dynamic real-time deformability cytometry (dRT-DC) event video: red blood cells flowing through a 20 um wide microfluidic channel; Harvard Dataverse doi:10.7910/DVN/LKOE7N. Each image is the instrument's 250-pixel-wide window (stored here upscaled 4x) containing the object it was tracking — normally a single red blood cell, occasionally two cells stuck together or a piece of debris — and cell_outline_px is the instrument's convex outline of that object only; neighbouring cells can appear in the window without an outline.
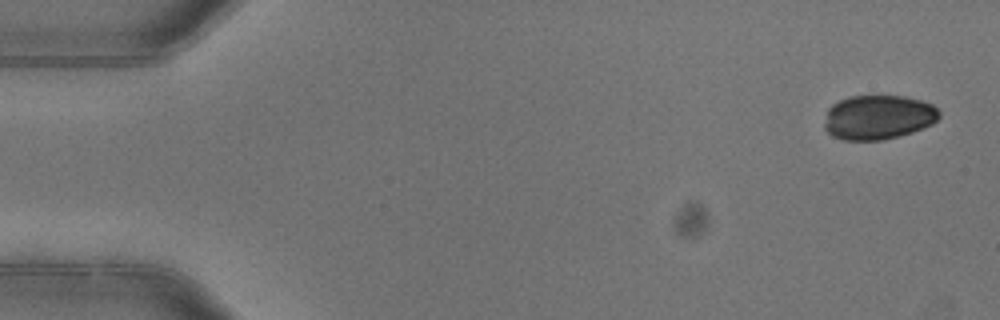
{"species": "common noctule bat (a hibernating species)", "species_latin": "Nyctalus noctula", "temperature_condition": "warm", "stored_images_in_passage": 10, "camera_frame_rate_fps": 3000, "um_per_image_px": 0.085, "animal": {"sex": "female"}, "frame": {"image": 1, "passage_image": 1, "time_ms": 0.0, "image_size_px": [1000, 320], "cell_outline_px": [[940, 116], [932, 124], [912, 132], [900, 136], [880, 140], [844, 140], [832, 136], [824, 128], [824, 124], [828, 108], [832, 104], [848, 96], [904, 96], [920, 100], [932, 104], [940, 112]], "centroid_in_image_um": [74.64, 9.97], "position_along_channel_um": 10.4, "area_um2": 29.77}}
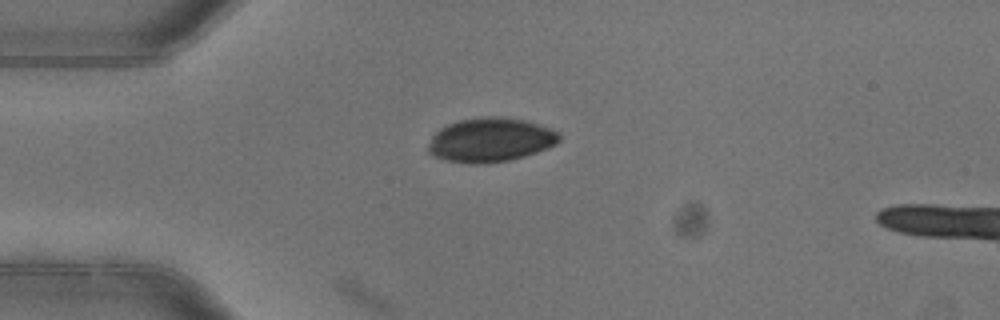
{"frame": {"image": 2, "passage_image": 4, "time_ms": 1.0, "image_size_px": [1000, 320], "cell_outline_px": [[560, 140], [556, 144], [548, 148], [524, 156], [508, 160], [484, 164], [468, 164], [444, 160], [432, 156], [428, 152], [428, 144], [432, 136], [440, 128], [448, 124], [460, 120], [480, 116], [500, 116], [524, 120], [560, 132]], "centroid_in_image_um": [41.66, 11.9], "position_along_channel_um": 43.3, "area_um2": 33.87}}